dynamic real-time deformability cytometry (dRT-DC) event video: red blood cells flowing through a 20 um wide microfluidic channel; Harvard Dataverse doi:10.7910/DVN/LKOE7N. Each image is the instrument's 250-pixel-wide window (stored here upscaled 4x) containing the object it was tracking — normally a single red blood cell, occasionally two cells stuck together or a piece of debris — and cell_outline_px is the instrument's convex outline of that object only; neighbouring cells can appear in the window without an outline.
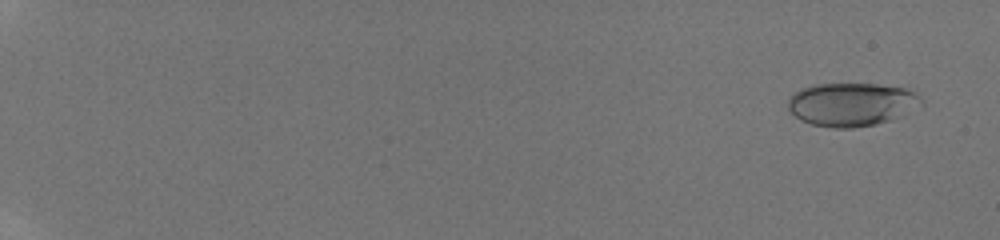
{"species": "human", "species_latin": "Homo sapiens", "temperature_condition": "room temperature", "stored_images_in_passage": 59, "camera_frame_rate_fps": 3000, "um_per_image_px": 0.085, "donor": {"sex": "male"}, "frame": {"image": 1, "passage_image": 3, "time_ms": 1.0, "image_size_px": [1000, 240], "cell_outline_px": [[924, 104], [888, 120], [876, 124], [852, 128], [836, 128], [812, 124], [800, 120], [788, 108], [788, 100], [800, 88], [816, 84], [876, 84], [904, 88], [920, 96], [924, 100]], "centroid_in_image_um": [72.37, 8.86], "position_along_channel_um": 12.6, "area_um2": 33.29}}
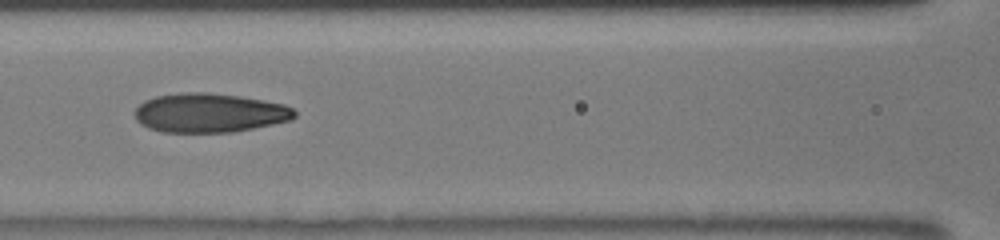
{"frame": {"image": 2, "passage_image": 33, "time_ms": 9.667, "image_size_px": [1000, 240], "cell_outline_px": [[296, 116], [292, 120], [232, 132], [164, 132], [148, 128], [140, 124], [136, 120], [132, 112], [144, 100], [156, 96], [184, 92], [208, 92], [240, 96], [264, 100], [284, 104], [292, 108], [296, 112]], "centroid_in_image_um": [17.78, 9.59], "position_along_channel_um": 148.8, "area_um2": 36.65}}
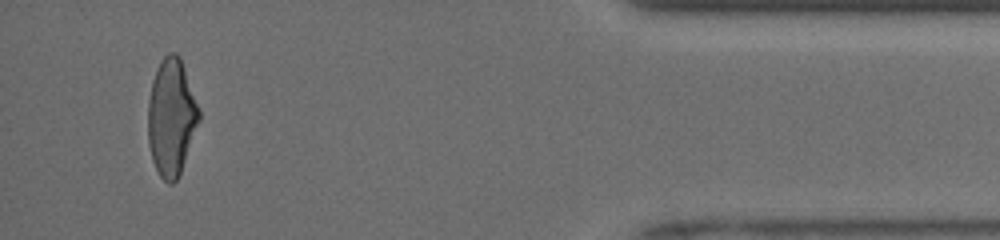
{"frame": {"image": 3, "passage_image": 57, "time_ms": 17.333, "image_size_px": [1000, 240], "cell_outline_px": [[200, 120], [180, 172], [176, 180], [172, 184], [168, 184], [160, 176], [152, 160], [148, 140], [148, 100], [152, 80], [160, 60], [168, 52], [176, 52], [180, 56], [200, 112]], "centroid_in_image_um": [14.55, 9.94], "position_along_channel_um": 420.6, "area_um2": 34.62}, "authors_computed_cell_mechanics": {"area_um2": 34.7956, "velocity_mm_per_s": 4.1442, "shape_relaxation_time_tau1_ms": 5.644, "shape_relaxation_time_tau2_ms": 1.3614, "deformation_change_tau1": 0.203, "deformation_change_tau2": 0.0909}}